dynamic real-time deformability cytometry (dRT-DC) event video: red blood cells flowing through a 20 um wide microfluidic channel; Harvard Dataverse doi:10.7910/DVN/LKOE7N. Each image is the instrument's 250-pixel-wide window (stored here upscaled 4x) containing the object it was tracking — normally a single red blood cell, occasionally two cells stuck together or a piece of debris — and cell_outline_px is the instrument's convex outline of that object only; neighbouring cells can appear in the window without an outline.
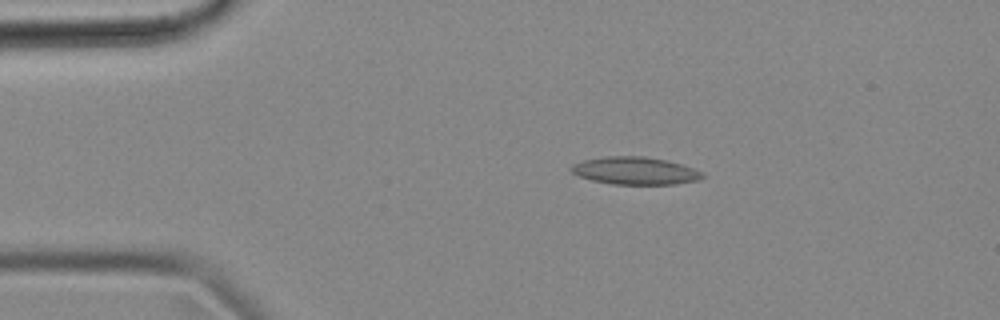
{"species": "common noctule bat (a hibernating species)", "species_latin": "Nyctalus noctula", "temperature_condition": "cold", "stored_images_in_passage": 41, "camera_frame_rate_fps": 3000, "um_per_image_px": 0.085, "animal": {"sex": "female", "body_mass_g": 18.4}, "frame": {"image": 1, "passage_image": 4, "time_ms": 1.0, "image_size_px": [1000, 320], "cell_outline_px": [[704, 176], [696, 180], [676, 184], [612, 184], [592, 180], [580, 176], [572, 172], [568, 168], [572, 164], [584, 160], [608, 156], [644, 156], [668, 160], [704, 172]], "centroid_in_image_um": [53.97, 14.51], "position_along_channel_um": 31.0, "area_um2": 20.98}}
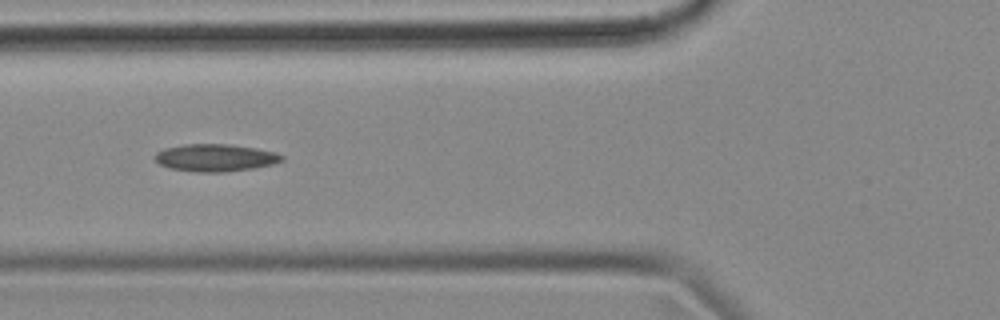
{"frame": {"image": 2, "passage_image": 14, "time_ms": 4.333, "image_size_px": [1000, 320], "cell_outline_px": [[284, 160], [272, 164], [252, 168], [224, 172], [196, 172], [172, 168], [160, 164], [156, 160], [156, 152], [164, 148], [184, 144], [228, 144], [256, 148], [276, 152], [284, 156]], "centroid_in_image_um": [18.33, 13.4], "position_along_channel_um": 107.5, "area_um2": 20.11}}
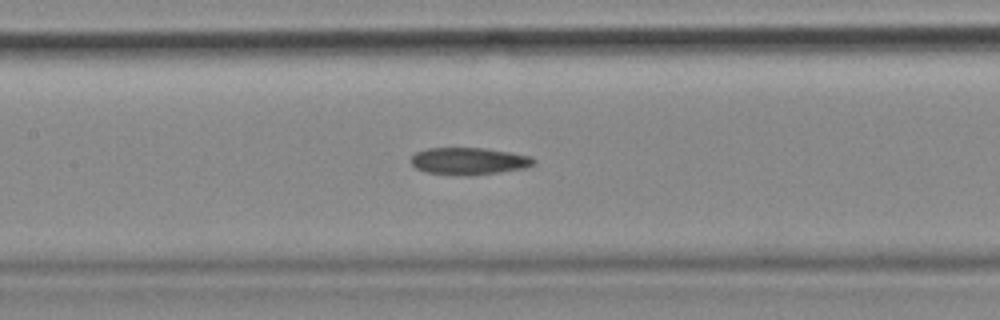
{"frame": {"image": 3, "passage_image": 19, "time_ms": 6.0, "image_size_px": [1000, 320], "cell_outline_px": [[536, 164], [524, 168], [468, 176], [428, 172], [416, 168], [412, 164], [412, 156], [416, 152], [428, 148], [484, 148], [532, 156], [536, 160]], "centroid_in_image_um": [39.88, 13.68], "position_along_channel_um": 167.5, "area_um2": 19.19}, "authors_computed_cell_mechanics": {"area_um2": 19.8832, "velocity_mm_per_s": 3.5944, "shape_relaxation_time_tau1_ms": null, "shape_relaxation_time_tau2_ms": 3.4016, "deformation_change_tau1": null, "deformation_change_tau2": 0.1126}}